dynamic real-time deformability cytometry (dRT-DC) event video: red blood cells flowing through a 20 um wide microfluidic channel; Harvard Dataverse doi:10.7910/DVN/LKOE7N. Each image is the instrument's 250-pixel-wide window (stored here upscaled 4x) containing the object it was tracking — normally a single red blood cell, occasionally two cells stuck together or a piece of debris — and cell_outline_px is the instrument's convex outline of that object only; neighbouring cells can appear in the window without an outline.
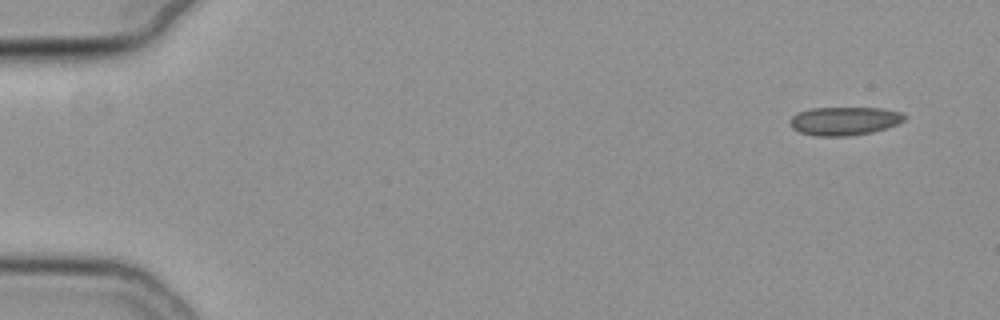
{"species": "common noctule bat (a hibernating species)", "species_latin": "Nyctalus noctula", "temperature_condition": "cold", "stored_images_in_passage": 52, "camera_frame_rate_fps": 3000, "um_per_image_px": 0.085, "animal": {"sex": "female", "body_mass_g": 19.3, "forearm_length_mm": 54.1}, "frame": {"image": 1, "passage_image": 1, "time_ms": 0.0, "image_size_px": [1000, 320], "cell_outline_px": [[908, 116], [904, 120], [888, 128], [872, 132], [848, 136], [816, 136], [800, 132], [792, 128], [788, 120], [792, 116], [800, 112], [812, 108], [880, 108], [904, 112]], "centroid_in_image_um": [71.8, 10.28], "position_along_channel_um": 13.2, "area_um2": 19.07}}
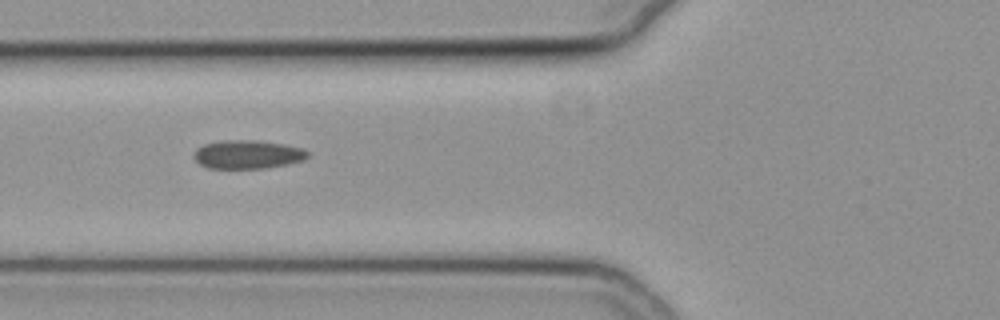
{"frame": {"image": 2, "passage_image": 19, "time_ms": 6.0, "image_size_px": [1000, 320], "cell_outline_px": [[308, 156], [304, 160], [288, 164], [264, 168], [208, 168], [200, 164], [192, 156], [196, 148], [204, 144], [224, 140], [256, 140], [284, 144], [304, 148], [308, 152]], "centroid_in_image_um": [21.05, 13.12], "position_along_channel_um": 104.8, "area_um2": 19.02}}
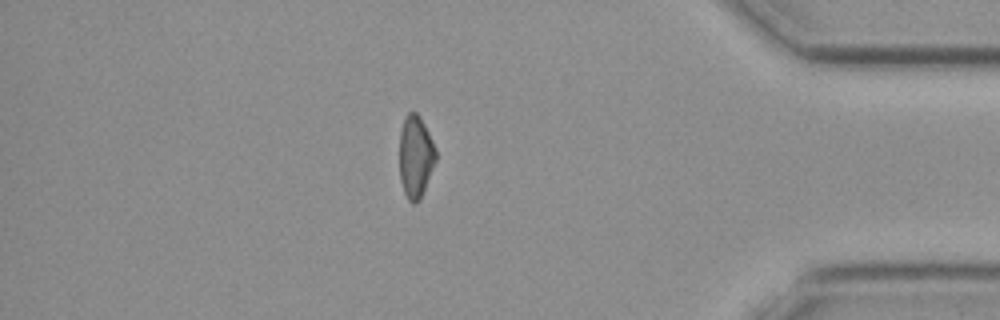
{"frame": {"image": 3, "passage_image": 45, "time_ms": 14.667, "image_size_px": [1000, 320], "cell_outline_px": [[436, 160], [420, 200], [416, 204], [412, 204], [408, 200], [404, 192], [400, 180], [400, 132], [404, 116], [408, 112], [416, 112], [420, 116], [436, 148]], "centroid_in_image_um": [35.32, 13.32], "position_along_channel_um": 399.9, "area_um2": 17.51}, "authors_computed_cell_mechanics": {"area_um2": 18.6983, "velocity_mm_per_s": 3.807, "shape_relaxation_time_tau1_ms": null, "shape_relaxation_time_tau2_ms": 3.4153, "deformation_change_tau1": null, "deformation_change_tau2": 0.0928}}